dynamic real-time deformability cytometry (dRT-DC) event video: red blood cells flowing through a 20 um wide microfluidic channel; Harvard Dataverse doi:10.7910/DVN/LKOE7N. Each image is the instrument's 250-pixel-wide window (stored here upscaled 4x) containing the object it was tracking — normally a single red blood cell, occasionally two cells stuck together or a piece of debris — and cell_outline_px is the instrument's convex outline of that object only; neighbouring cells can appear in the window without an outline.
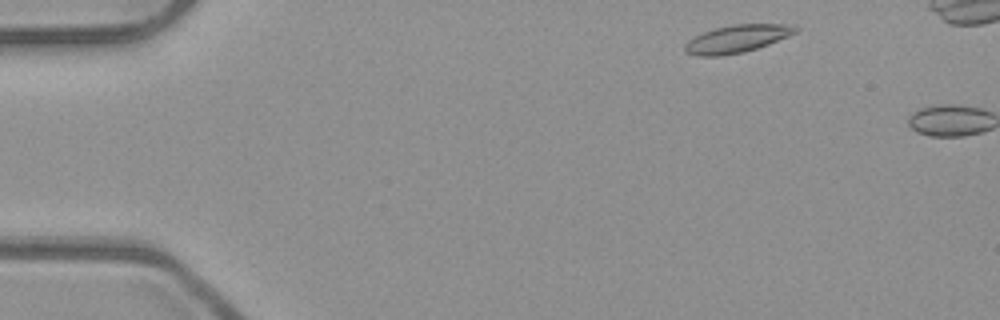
{"species": "common noctule bat (a hibernating species)", "species_latin": "Nyctalus noctula", "temperature_condition": "room temperature", "stored_images_in_passage": 2, "camera_frame_rate_fps": 3000, "um_per_image_px": 0.085, "animal": {"sex": "male", "body_mass_g": 23.1, "forearm_length_mm": 52.7}, "frame": {"image": 1, "passage_image": 1, "time_ms": 0.0, "image_size_px": [1000, 320], "cell_outline_px": [[800, 28], [796, 32], [788, 36], [768, 44], [744, 52], [720, 56], [696, 56], [684, 52], [684, 44], [688, 40], [704, 32], [716, 28], [732, 24], [796, 24]], "centroid_in_image_um": [62.65, 3.29], "position_along_channel_um": 22.4, "area_um2": 17.86}}